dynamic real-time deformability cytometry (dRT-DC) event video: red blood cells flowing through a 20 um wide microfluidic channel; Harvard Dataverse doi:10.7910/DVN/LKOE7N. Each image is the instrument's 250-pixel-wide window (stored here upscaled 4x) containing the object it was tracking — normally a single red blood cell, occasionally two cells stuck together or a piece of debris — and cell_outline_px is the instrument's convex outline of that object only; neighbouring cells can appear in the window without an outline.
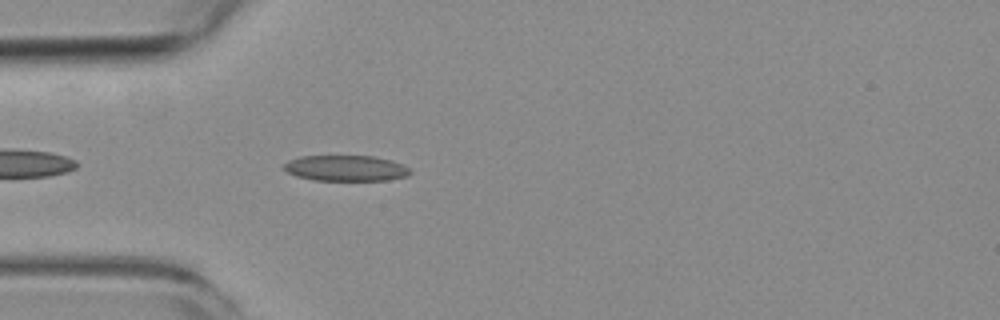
{"species": "common noctule bat (a hibernating species)", "species_latin": "Nyctalus noctula", "temperature_condition": "room temperature", "stored_images_in_passage": 5, "camera_frame_rate_fps": 3000, "um_per_image_px": 0.085, "animal": {"sex": "female", "body_mass_g": 19.3, "forearm_length_mm": 54.1}, "frame": {"image": 1, "passage_image": 5, "time_ms": 5.667, "image_size_px": [1000, 320], "cell_outline_px": [[412, 172], [408, 176], [388, 180], [312, 180], [296, 176], [288, 172], [284, 168], [284, 164], [288, 160], [300, 156], [372, 156], [392, 160], [404, 164]], "centroid_in_image_um": [29.42, 14.29], "position_along_channel_um": 55.6, "area_um2": 19.02}}